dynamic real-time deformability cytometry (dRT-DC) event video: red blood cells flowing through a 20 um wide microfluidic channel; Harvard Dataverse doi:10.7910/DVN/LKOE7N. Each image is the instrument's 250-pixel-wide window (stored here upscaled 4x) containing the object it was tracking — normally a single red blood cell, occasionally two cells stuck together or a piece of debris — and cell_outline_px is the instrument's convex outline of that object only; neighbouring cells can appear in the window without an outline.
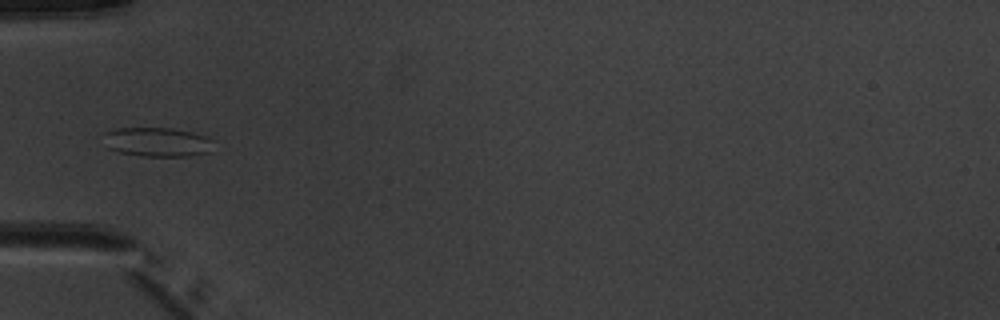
{"species": "common noctule bat (a hibernating species)", "species_latin": "Nyctalus noctula", "temperature_condition": "warm", "stored_images_in_passage": 5, "camera_frame_rate_fps": 3000, "um_per_image_px": 0.085, "animal": {"sex": "male", "body_mass_g": 20.1, "forearm_length_mm": 53.5}, "frame": {"image": 1, "passage_image": 4, "time_ms": 3.333, "image_size_px": [1000, 320], "cell_outline_px": [[212, 152], [188, 156], [144, 156], [120, 152], [108, 148], [104, 132], [116, 128], [172, 128], [192, 132], [208, 136], [212, 140]], "centroid_in_image_um": [13.42, 12.07], "position_along_channel_um": 71.6, "area_um2": 18.73}}
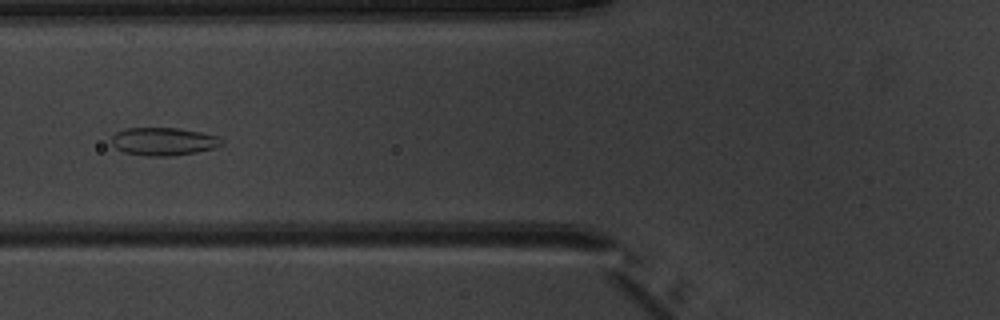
{"frame": {"image": 2, "passage_image": 5, "time_ms": 4.333, "image_size_px": [1000, 320], "cell_outline_px": [[224, 144], [212, 148], [196, 152], [172, 156], [148, 156], [124, 152], [116, 148], [112, 144], [112, 136], [116, 132], [124, 128], [180, 128], [220, 136], [224, 140]], "centroid_in_image_um": [13.92, 12.02], "position_along_channel_um": 111.9, "area_um2": 18.03}}